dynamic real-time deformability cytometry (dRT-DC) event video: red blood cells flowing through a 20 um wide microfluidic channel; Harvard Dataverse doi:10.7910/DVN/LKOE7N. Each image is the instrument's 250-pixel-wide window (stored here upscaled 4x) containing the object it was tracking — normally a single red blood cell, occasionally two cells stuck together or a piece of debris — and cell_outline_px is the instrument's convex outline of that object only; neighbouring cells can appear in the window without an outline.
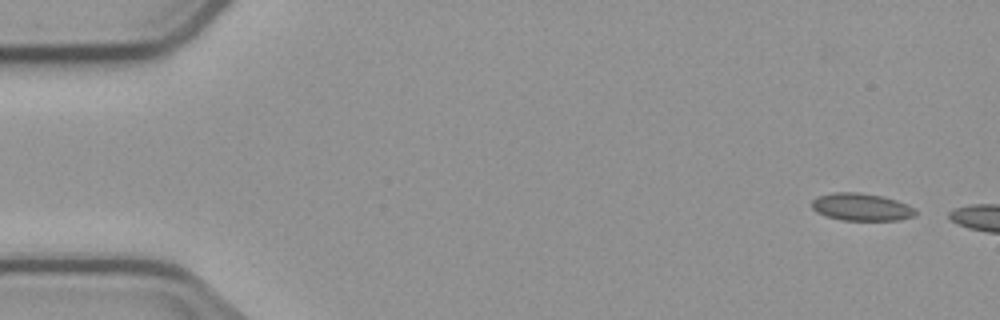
{"species": "common noctule bat (a hibernating species)", "species_latin": "Nyctalus noctula", "temperature_condition": "cold", "stored_images_in_passage": 5, "camera_frame_rate_fps": 3000, "um_per_image_px": 0.085, "animal": {"sex": "male", "body_mass_g": 23.1, "forearm_length_mm": 52.7}, "frame": {"image": 1, "passage_image": 1, "time_ms": 0.0, "image_size_px": [1000, 320], "cell_outline_px": [[916, 216], [900, 220], [840, 220], [816, 212], [812, 208], [812, 200], [816, 196], [836, 192], [856, 192], [884, 196], [908, 204], [916, 208]], "centroid_in_image_um": [73.25, 17.59], "position_along_channel_um": 11.8, "area_um2": 16.76}}